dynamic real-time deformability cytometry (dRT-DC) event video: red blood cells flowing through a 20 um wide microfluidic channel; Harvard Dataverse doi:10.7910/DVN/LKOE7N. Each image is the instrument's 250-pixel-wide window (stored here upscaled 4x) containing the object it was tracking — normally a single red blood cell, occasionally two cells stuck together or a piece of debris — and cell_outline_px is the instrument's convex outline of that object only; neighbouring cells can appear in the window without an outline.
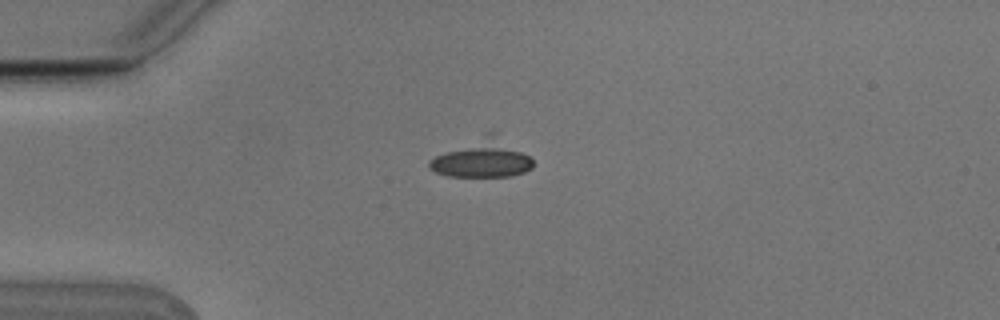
{"species": "Egyptian fruit bat (a non-hibernating species)", "species_latin": "Rousettus aegyptiacus", "temperature_condition": "cold", "stored_images_in_passage": 8, "camera_frame_rate_fps": 3000, "um_per_image_px": 0.085, "animal": {"sex": "male"}, "frame": {"image": 1, "passage_image": 4, "time_ms": 1.0, "image_size_px": [1000, 320], "cell_outline_px": [[532, 168], [524, 172], [512, 176], [448, 176], [436, 172], [428, 168], [428, 160], [484, 132], [496, 132], [532, 156]], "centroid_in_image_um": [41.03, 13.44], "position_along_channel_um": 44.0, "area_um2": 23.24}}
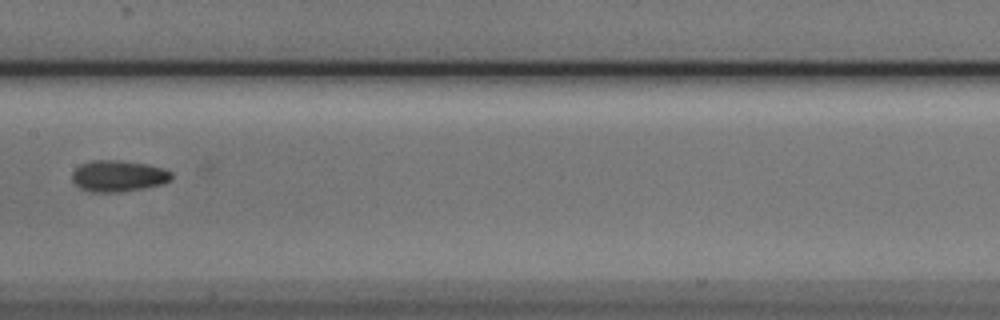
{"frame": {"image": 2, "passage_image": 8, "time_ms": 2.333, "image_size_px": [1000, 320], "cell_outline_px": [[172, 180], [164, 184], [144, 188], [120, 192], [92, 192], [80, 188], [72, 180], [72, 172], [80, 164], [92, 160], [120, 160], [148, 164], [164, 168], [172, 172]], "centroid_in_image_um": [10.08, 14.95], "position_along_channel_um": 197.3, "area_um2": 18.38}}